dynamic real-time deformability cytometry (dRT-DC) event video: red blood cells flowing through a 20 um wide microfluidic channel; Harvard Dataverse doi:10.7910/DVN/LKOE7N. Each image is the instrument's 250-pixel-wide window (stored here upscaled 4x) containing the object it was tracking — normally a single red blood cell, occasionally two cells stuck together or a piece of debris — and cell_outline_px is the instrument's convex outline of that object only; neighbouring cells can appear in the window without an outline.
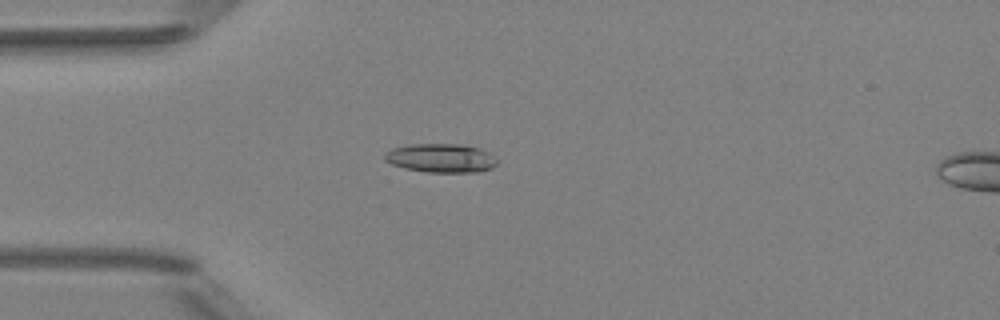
{"species": "Egyptian fruit bat (a non-hibernating species)", "species_latin": "Rousettus aegyptiacus", "temperature_condition": "room temperature", "stored_images_in_passage": 6, "camera_frame_rate_fps": 3000, "um_per_image_px": 0.085, "animal": {"sex": "female"}, "frame": {"image": 1, "passage_image": 5, "time_ms": 1.333, "image_size_px": [1000, 320], "cell_outline_px": [[500, 160], [492, 168], [480, 172], [428, 172], [404, 168], [392, 164], [384, 160], [384, 156], [392, 148], [408, 144], [464, 144], [480, 148], [488, 152]], "centroid_in_image_um": [37.53, 13.43], "position_along_channel_um": 47.5, "area_um2": 19.07}}